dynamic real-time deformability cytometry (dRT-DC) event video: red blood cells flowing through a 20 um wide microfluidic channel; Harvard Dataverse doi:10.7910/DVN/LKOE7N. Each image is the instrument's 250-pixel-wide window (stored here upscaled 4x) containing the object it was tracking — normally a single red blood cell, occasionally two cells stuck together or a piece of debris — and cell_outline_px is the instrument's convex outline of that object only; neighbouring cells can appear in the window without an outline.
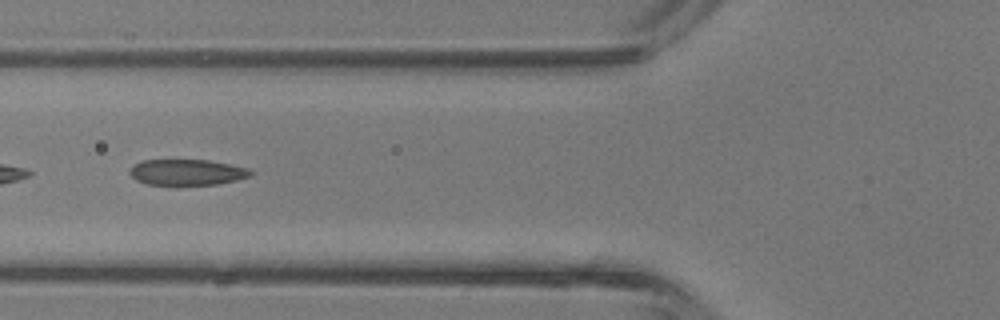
{"species": "common noctule bat (a hibernating species)", "species_latin": "Nyctalus noctula", "temperature_condition": "room temperature", "stored_images_in_passage": 16, "camera_frame_rate_fps": 3000, "um_per_image_px": 0.085, "animal": {"sex": "male", "body_mass_g": 13.3}, "frame": {"image": 1, "passage_image": 5, "time_ms": 1.333, "image_size_px": [1000, 320], "cell_outline_px": [[252, 176], [236, 180], [216, 184], [176, 188], [148, 184], [136, 180], [128, 172], [136, 164], [144, 160], [208, 160], [248, 168], [252, 172]], "centroid_in_image_um": [15.88, 14.69], "position_along_channel_um": 109.9, "area_um2": 18.84}}
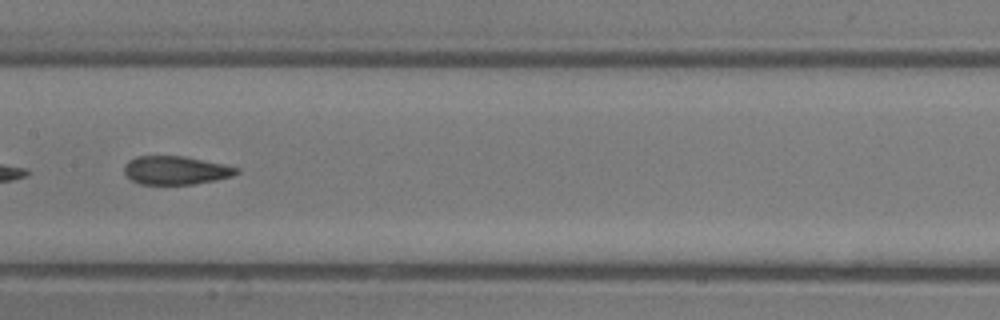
{"frame": {"image": 2, "passage_image": 10, "time_ms": 3.0, "image_size_px": [1000, 320], "cell_outline_px": [[240, 172], [232, 176], [216, 180], [192, 184], [140, 184], [132, 180], [124, 172], [124, 164], [128, 160], [136, 156], [184, 156], [240, 168]], "centroid_in_image_um": [14.92, 14.47], "position_along_channel_um": 192.5, "area_um2": 18.55}}
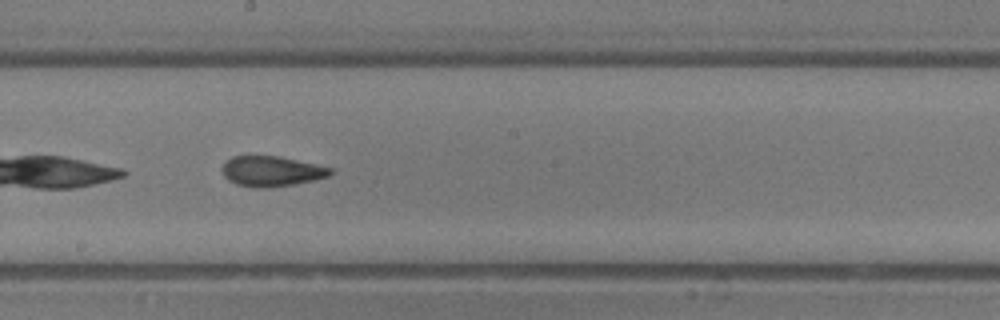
{"frame": {"image": 3, "passage_image": 12, "time_ms": 3.667, "image_size_px": [1000, 320], "cell_outline_px": [[332, 172], [328, 176], [312, 180], [292, 184], [268, 188], [256, 188], [236, 184], [228, 180], [224, 176], [220, 168], [232, 156], [280, 156], [316, 164], [332, 168]], "centroid_in_image_um": [23.04, 14.55], "position_along_channel_um": 225.2, "area_um2": 19.02}}